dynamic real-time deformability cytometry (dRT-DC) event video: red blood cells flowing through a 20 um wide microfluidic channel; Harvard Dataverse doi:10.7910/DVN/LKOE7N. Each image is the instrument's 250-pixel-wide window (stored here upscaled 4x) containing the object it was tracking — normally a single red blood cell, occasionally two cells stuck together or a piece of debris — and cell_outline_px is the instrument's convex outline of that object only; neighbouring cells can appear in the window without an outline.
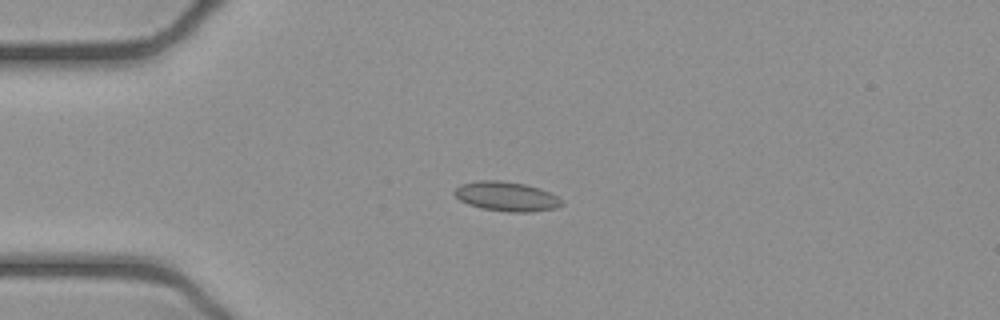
{"species": "common noctule bat (a hibernating species)", "species_latin": "Nyctalus noctula", "temperature_condition": "cold", "stored_images_in_passage": 51, "camera_frame_rate_fps": 3000, "um_per_image_px": 0.085, "animal": {"sex": "female", "body_mass_g": 21.9}, "frame": {"image": 1, "passage_image": 12, "time_ms": 3.667, "image_size_px": [1000, 320], "cell_outline_px": [[564, 204], [556, 208], [532, 212], [508, 212], [480, 208], [468, 204], [460, 200], [452, 192], [460, 184], [480, 180], [500, 180], [524, 184], [548, 192], [556, 196]], "centroid_in_image_um": [43.01, 16.7], "position_along_channel_um": 42.0, "area_um2": 18.32}}
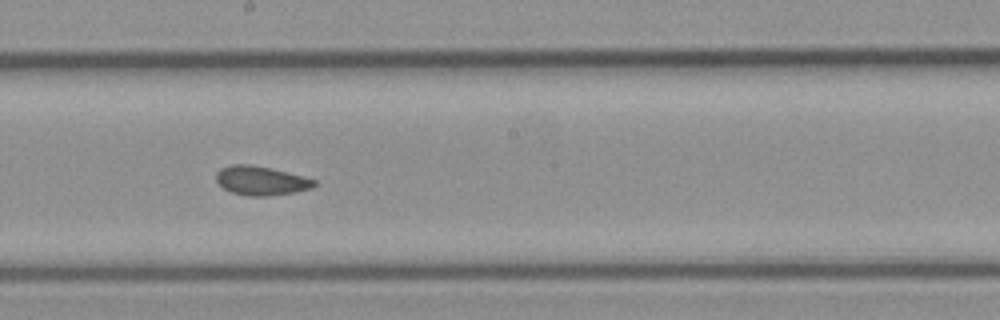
{"frame": {"image": 2, "passage_image": 28, "time_ms": 9.0, "image_size_px": [1000, 320], "cell_outline_px": [[316, 184], [312, 188], [296, 192], [268, 196], [248, 196], [232, 192], [224, 188], [216, 180], [216, 172], [220, 168], [232, 164], [248, 164], [272, 168], [304, 176], [316, 180]], "centroid_in_image_um": [22.2, 15.35], "position_along_channel_um": 226.0, "area_um2": 16.7}}
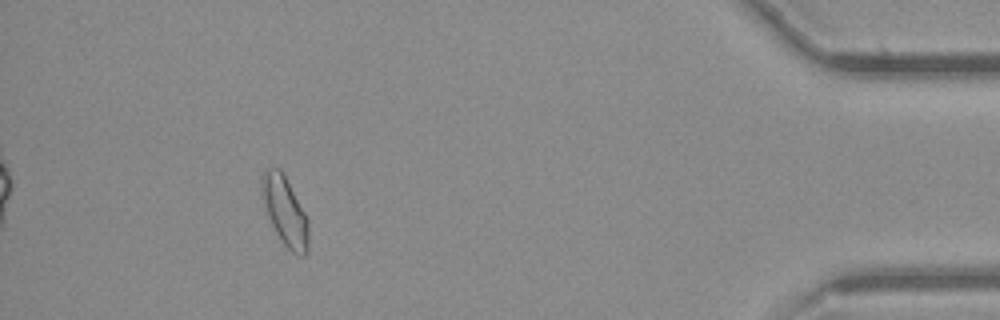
{"frame": {"image": 3, "passage_image": 47, "time_ms": 15.333, "image_size_px": [1000, 320], "cell_outline_px": [[308, 252], [304, 256], [296, 256], [280, 240], [268, 216], [260, 192], [260, 176], [264, 168], [280, 168], [304, 212], [308, 220]], "centroid_in_image_um": [24.19, 17.94], "position_along_channel_um": 411.0, "area_um2": 18.79}, "authors_computed_cell_mechanics": {"area_um2": 17.1666, "velocity_mm_per_s": 3.8848, "shape_relaxation_time_tau1_ms": null, "shape_relaxation_time_tau2_ms": 2.9831, "deformation_change_tau1": null, "deformation_change_tau2": 0.0572}}